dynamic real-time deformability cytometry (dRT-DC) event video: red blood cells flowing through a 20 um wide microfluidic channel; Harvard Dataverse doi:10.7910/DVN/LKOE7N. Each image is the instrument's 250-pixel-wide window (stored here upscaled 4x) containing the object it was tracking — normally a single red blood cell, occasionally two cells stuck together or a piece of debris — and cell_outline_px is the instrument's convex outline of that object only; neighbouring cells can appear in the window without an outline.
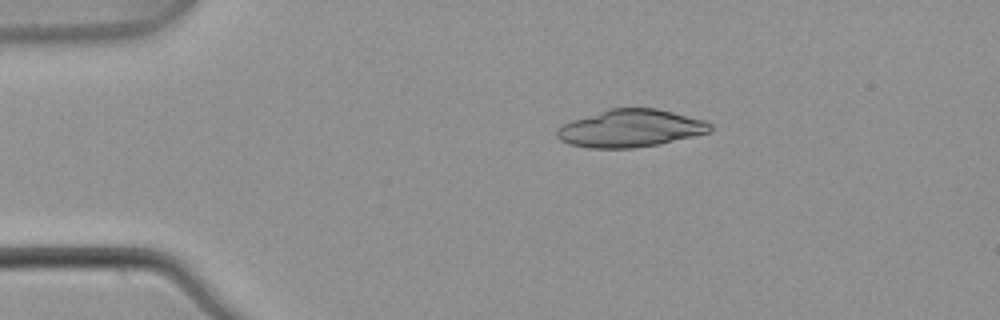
{"species": "common noctule bat (a hibernating species)", "species_latin": "Nyctalus noctula", "temperature_condition": "warm", "stored_images_in_passage": 4, "camera_frame_rate_fps": 3000, "um_per_image_px": 0.085, "animal": {"sex": "male", "body_mass_g": 21.5, "forearm_length_mm": 52.0}, "frame": {"image": 1, "passage_image": 2, "time_ms": 0.333, "image_size_px": [1000, 320], "cell_outline_px": [[716, 128], [708, 132], [660, 144], [632, 148], [592, 148], [568, 144], [560, 140], [556, 136], [556, 128], [572, 120], [612, 108], [656, 108], [708, 120]], "centroid_in_image_um": [53.63, 10.91], "position_along_channel_um": 31.4, "area_um2": 33.58}}